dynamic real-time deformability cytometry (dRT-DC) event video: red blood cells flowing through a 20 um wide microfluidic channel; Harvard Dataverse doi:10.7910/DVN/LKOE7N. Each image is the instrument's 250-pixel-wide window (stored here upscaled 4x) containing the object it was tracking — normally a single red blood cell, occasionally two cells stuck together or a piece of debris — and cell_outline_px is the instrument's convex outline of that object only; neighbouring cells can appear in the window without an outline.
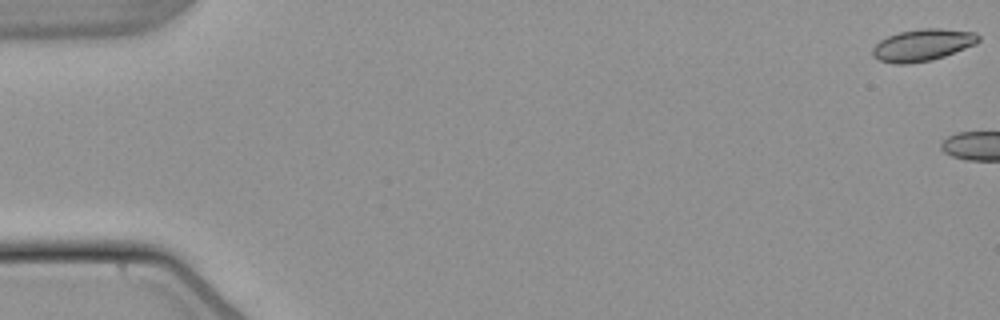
{"species": "common noctule bat (a hibernating species)", "species_latin": "Nyctalus noctula", "temperature_condition": "warm", "stored_images_in_passage": 7, "camera_frame_rate_fps": 3000, "um_per_image_px": 0.085, "animal": {"sex": "male", "body_mass_g": 21.5, "forearm_length_mm": 52.0}, "frame": {"image": 1, "passage_image": 1, "time_ms": 0.0, "image_size_px": [1000, 320], "cell_outline_px": [[980, 40], [976, 44], [944, 56], [932, 60], [908, 64], [896, 64], [880, 60], [872, 56], [872, 48], [880, 40], [888, 36], [900, 32], [920, 28], [940, 28], [976, 32], [980, 36]], "centroid_in_image_um": [78.43, 3.82], "position_along_channel_um": 6.6, "area_um2": 19.77}}